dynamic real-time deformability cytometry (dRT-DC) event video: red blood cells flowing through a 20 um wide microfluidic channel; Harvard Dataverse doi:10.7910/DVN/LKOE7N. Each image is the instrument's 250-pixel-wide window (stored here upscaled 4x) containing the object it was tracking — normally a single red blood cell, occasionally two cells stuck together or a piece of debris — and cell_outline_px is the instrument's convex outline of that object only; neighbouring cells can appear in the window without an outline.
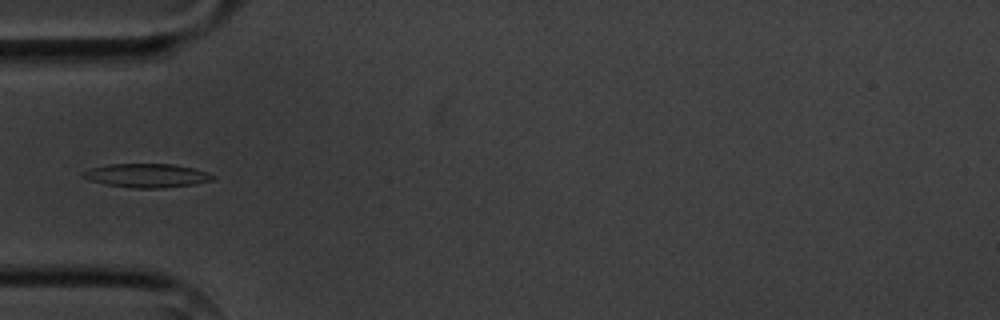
{"species": "common noctule bat (a hibernating species)", "species_latin": "Nyctalus noctula", "temperature_condition": "cold", "stored_images_in_passage": 6, "camera_frame_rate_fps": 3000, "um_per_image_px": 0.085, "animal": {"sex": "male", "body_mass_g": 20.1, "forearm_length_mm": 53.5}, "frame": {"image": 1, "passage_image": 6, "time_ms": 5.667, "image_size_px": [1000, 320], "cell_outline_px": [[216, 176], [212, 180], [196, 184], [160, 188], [136, 188], [108, 184], [88, 180], [80, 176], [80, 172], [92, 168], [108, 164], [176, 164], [208, 172]], "centroid_in_image_um": [12.48, 14.91], "position_along_channel_um": 72.5, "area_um2": 17.98}}